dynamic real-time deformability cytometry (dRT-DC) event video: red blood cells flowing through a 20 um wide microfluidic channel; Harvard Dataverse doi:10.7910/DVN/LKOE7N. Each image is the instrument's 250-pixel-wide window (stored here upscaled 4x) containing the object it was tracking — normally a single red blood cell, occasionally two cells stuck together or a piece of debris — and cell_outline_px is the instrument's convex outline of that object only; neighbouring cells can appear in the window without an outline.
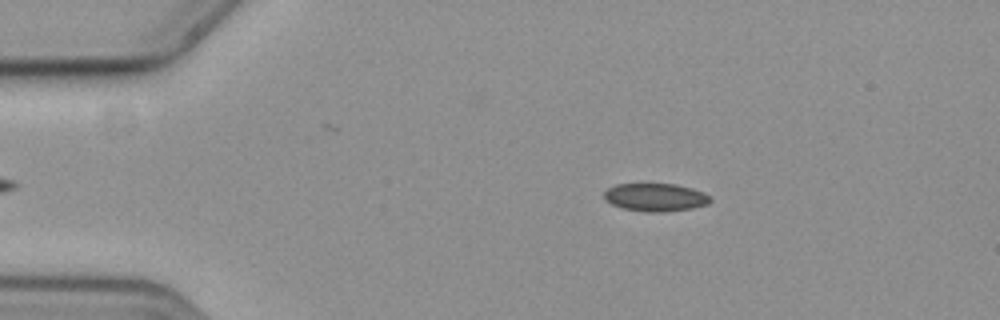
{"species": "common noctule bat (a hibernating species)", "species_latin": "Nyctalus noctula", "temperature_condition": "cold", "stored_images_in_passage": 49, "camera_frame_rate_fps": 3000, "um_per_image_px": 0.085, "animal": {"sex": "female", "body_mass_g": 19.3, "forearm_length_mm": 54.1}, "frame": {"image": 1, "passage_image": 11, "time_ms": 3.333, "image_size_px": [1000, 320], "cell_outline_px": [[712, 200], [708, 204], [692, 208], [664, 212], [648, 212], [620, 208], [604, 200], [604, 192], [608, 188], [616, 184], [676, 184], [692, 188], [704, 192]], "centroid_in_image_um": [55.7, 16.77], "position_along_channel_um": 29.3, "area_um2": 17.4}}
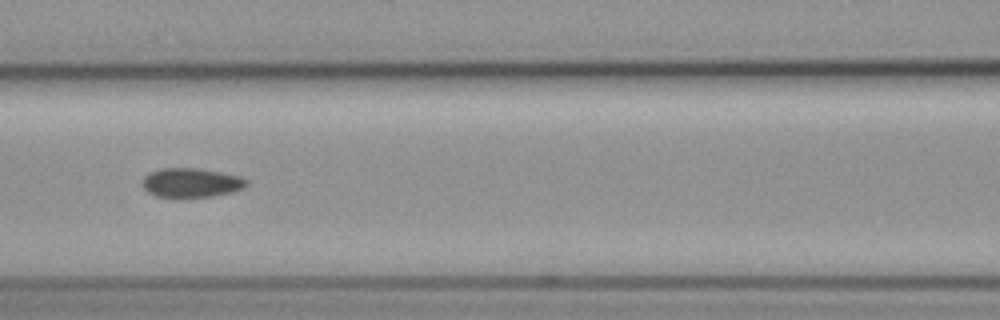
{"frame": {"image": 2, "passage_image": 26, "time_ms": 8.333, "image_size_px": [1000, 320], "cell_outline_px": [[248, 184], [244, 188], [232, 192], [212, 196], [176, 200], [156, 196], [148, 192], [140, 184], [144, 176], [160, 168], [196, 168], [220, 172], [240, 176], [248, 180]], "centroid_in_image_um": [16.22, 15.57], "position_along_channel_um": 150.4, "area_um2": 18.38}}
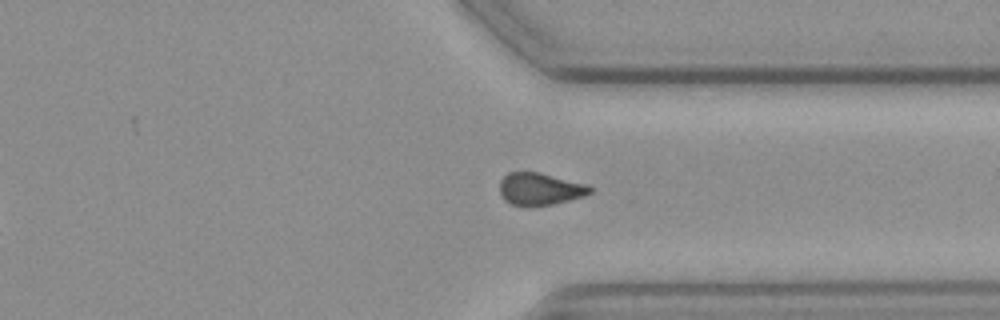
{"frame": {"image": 3, "passage_image": 44, "time_ms": 14.333, "image_size_px": [1000, 320], "cell_outline_px": [[592, 192], [584, 196], [556, 204], [512, 204], [504, 200], [500, 192], [500, 180], [508, 172], [540, 172], [588, 184], [592, 188]], "centroid_in_image_um": [45.93, 16.03], "position_along_channel_um": 365.5, "area_um2": 16.82}}